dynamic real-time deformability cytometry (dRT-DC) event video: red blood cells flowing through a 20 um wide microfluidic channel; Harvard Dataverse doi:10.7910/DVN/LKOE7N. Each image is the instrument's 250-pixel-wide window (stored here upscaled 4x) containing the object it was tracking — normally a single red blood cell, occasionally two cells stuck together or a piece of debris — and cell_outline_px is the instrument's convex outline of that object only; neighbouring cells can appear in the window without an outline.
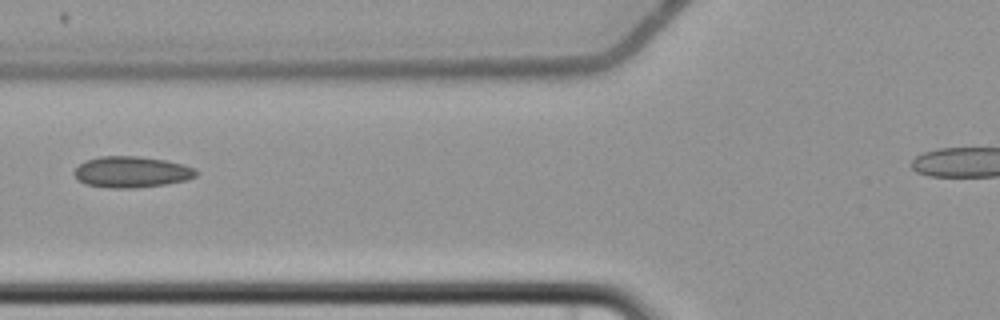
{"species": "common noctule bat (a hibernating species)", "species_latin": "Nyctalus noctula", "temperature_condition": "cold", "stored_images_in_passage": 3, "camera_frame_rate_fps": 3000, "um_per_image_px": 0.085, "animal": {"sex": "female", "body_mass_g": 22.7, "forearm_length_mm": 54.2}, "frame": {"image": 1, "passage_image": 3, "time_ms": 3.0, "image_size_px": [1000, 320], "cell_outline_px": [[200, 172], [196, 176], [188, 180], [164, 184], [136, 188], [108, 188], [84, 184], [76, 180], [72, 172], [80, 164], [88, 160], [100, 156], [136, 156], [164, 160], [184, 164], [196, 168]], "centroid_in_image_um": [11.19, 14.63], "position_along_channel_um": 114.6, "area_um2": 22.37}}